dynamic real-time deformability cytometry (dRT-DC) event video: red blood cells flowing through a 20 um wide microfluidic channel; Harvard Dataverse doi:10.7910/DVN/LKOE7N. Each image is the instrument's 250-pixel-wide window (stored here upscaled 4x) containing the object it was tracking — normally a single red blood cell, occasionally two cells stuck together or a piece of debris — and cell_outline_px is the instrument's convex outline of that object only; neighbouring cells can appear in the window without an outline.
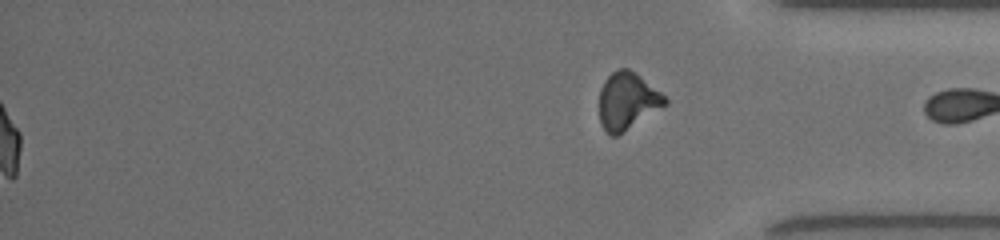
{"species": "common noctule bat (a hibernating species)", "species_latin": "Nyctalus noctula", "temperature_condition": "room temperature", "stored_images_in_passage": 46, "segment_of_instrument_passage": [2, 2], "camera_frame_rate_fps": 3000, "um_per_image_px": 0.085, "animal": {"sex": "female", "body_mass_g": 19.5, "forearm_length_mm": 54.1}, "frame": {"image": 1, "passage_image": 46, "time_ms": 15.0, "image_size_px": [1000, 240], "cell_outline_px": [[668, 104], [616, 136], [612, 136], [604, 128], [600, 120], [600, 88], [604, 80], [612, 72], [620, 68], [628, 68], [636, 72], [660, 92], [668, 100]], "centroid_in_image_um": [53.33, 8.56], "position_along_channel_um": 381.9, "area_um2": 21.62}}